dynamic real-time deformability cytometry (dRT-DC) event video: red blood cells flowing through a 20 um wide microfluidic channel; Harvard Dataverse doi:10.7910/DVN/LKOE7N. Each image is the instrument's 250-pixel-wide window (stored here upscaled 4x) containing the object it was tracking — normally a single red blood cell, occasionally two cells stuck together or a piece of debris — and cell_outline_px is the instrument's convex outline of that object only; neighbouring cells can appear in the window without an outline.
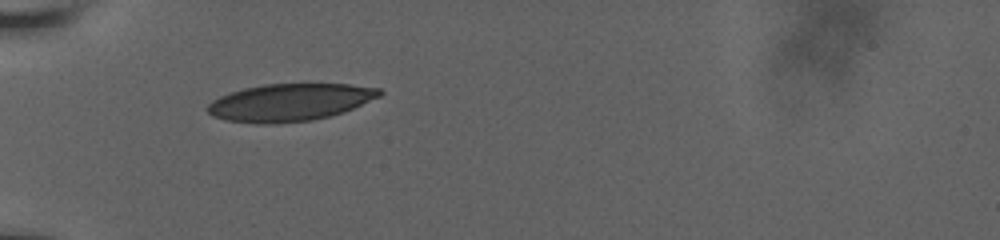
{"species": "human", "species_latin": "Homo sapiens", "temperature_condition": "room temperature", "stored_images_in_passage": 14, "camera_frame_rate_fps": 3000, "um_per_image_px": 0.085, "donor": {"sex": "male"}, "frame": {"image": 1, "passage_image": 1, "time_ms": 0.0, "image_size_px": [1000, 240], "cell_outline_px": [[384, 92], [380, 96], [344, 112], [312, 120], [272, 124], [256, 124], [224, 120], [212, 116], [204, 108], [212, 100], [220, 96], [244, 88], [264, 84], [348, 84], [380, 88]], "centroid_in_image_um": [24.6, 8.7], "position_along_channel_um": 60.4, "area_um2": 37.57}}
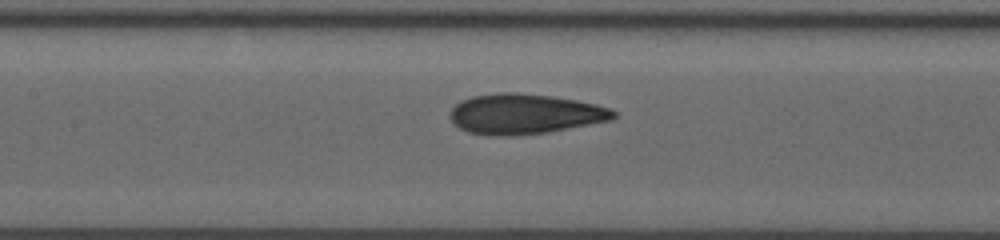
{"frame": {"image": 2, "passage_image": 7, "time_ms": 3.0, "image_size_px": [1000, 240], "cell_outline_px": [[616, 116], [612, 120], [548, 132], [504, 136], [496, 136], [468, 132], [460, 128], [452, 120], [452, 108], [460, 100], [472, 96], [500, 92], [516, 92], [552, 96], [576, 100], [596, 104], [608, 108], [616, 112]], "centroid_in_image_um": [44.62, 9.68], "position_along_channel_um": 162.8, "area_um2": 38.03}}
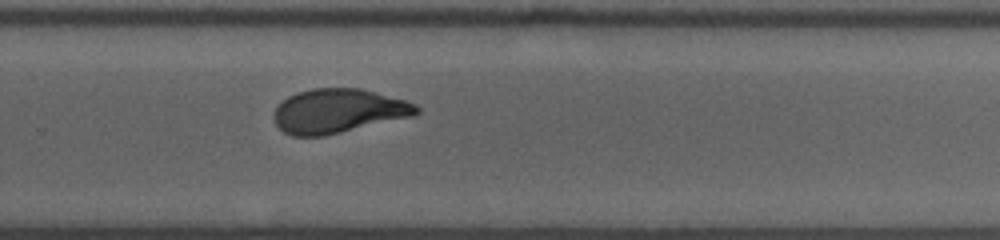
{"frame": {"image": 3, "passage_image": 14, "time_ms": 6.667, "image_size_px": [1000, 240], "cell_outline_px": [[420, 112], [416, 116], [324, 136], [292, 136], [284, 132], [276, 124], [272, 116], [276, 108], [288, 96], [296, 92], [312, 88], [360, 88], [376, 92], [404, 100], [416, 104], [420, 108]], "centroid_in_image_um": [28.78, 9.44], "position_along_channel_um": 301.0, "area_um2": 36.93}}